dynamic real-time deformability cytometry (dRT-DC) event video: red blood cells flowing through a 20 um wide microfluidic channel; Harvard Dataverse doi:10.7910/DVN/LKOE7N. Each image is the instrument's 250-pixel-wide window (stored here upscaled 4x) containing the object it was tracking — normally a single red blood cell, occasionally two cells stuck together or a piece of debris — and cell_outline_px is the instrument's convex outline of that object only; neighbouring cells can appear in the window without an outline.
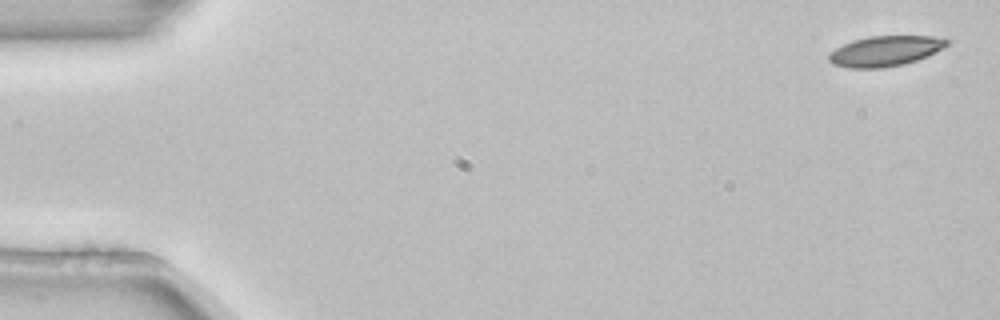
{"species": "common noctule bat (a hibernating species)", "species_latin": "Nyctalus noctula", "temperature_condition": "room temperature", "stored_images_in_passage": 4, "camera_frame_rate_fps": 3000, "um_per_image_px": 0.085, "animal": {"sex": "female", "body_mass_g": 22.7, "forearm_length_mm": 54.2}, "frame": {"image": 1, "passage_image": 1, "time_ms": 0.0, "image_size_px": [1000, 320], "cell_outline_px": [[948, 44], [944, 48], [928, 56], [904, 64], [880, 68], [848, 68], [832, 64], [828, 60], [828, 52], [852, 40], [868, 36], [932, 36], [948, 40]], "centroid_in_image_um": [75.21, 4.34], "position_along_channel_um": 9.8, "area_um2": 20.92}}
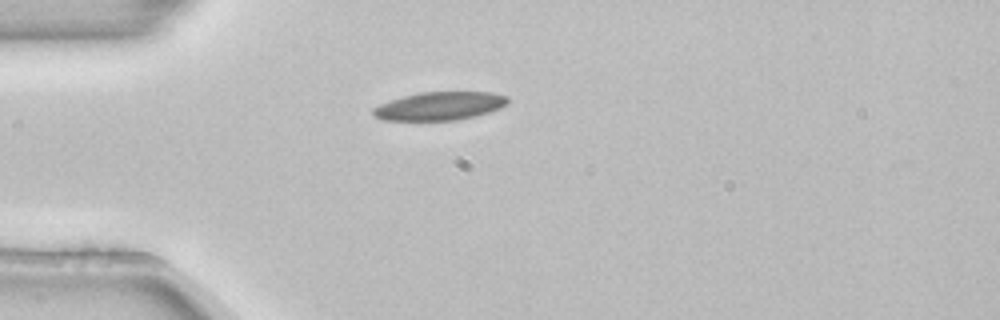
{"frame": {"image": 2, "passage_image": 4, "time_ms": 1.0, "image_size_px": [1000, 320], "cell_outline_px": [[508, 104], [500, 108], [476, 116], [456, 120], [384, 120], [372, 116], [372, 108], [380, 104], [404, 96], [420, 92], [492, 92], [508, 96]], "centroid_in_image_um": [37.38, 9.01], "position_along_channel_um": 47.6, "area_um2": 22.2}}